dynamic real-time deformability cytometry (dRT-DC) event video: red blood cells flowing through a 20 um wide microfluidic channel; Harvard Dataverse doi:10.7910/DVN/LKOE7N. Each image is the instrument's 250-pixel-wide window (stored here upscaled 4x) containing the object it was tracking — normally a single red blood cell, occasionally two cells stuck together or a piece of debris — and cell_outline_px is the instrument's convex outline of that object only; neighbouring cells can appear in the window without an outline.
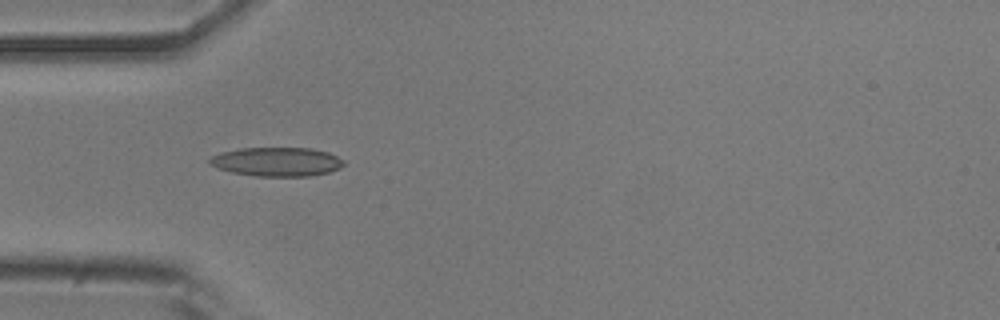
{"species": "common noctule bat (a hibernating species)", "species_latin": "Nyctalus noctula", "temperature_condition": "room temperature", "stored_images_in_passage": 35, "camera_frame_rate_fps": 3000, "um_per_image_px": 0.085, "animal": {"sex": "male", "body_mass_g": 20.5, "forearm_length_mm": 52.5}, "frame": {"image": 1, "passage_image": 1, "time_ms": 0.0, "image_size_px": [1000, 320], "cell_outline_px": [[344, 164], [340, 168], [328, 172], [308, 176], [256, 176], [232, 172], [216, 168], [208, 164], [208, 160], [212, 156], [220, 152], [240, 148], [312, 148], [328, 152], [344, 160]], "centroid_in_image_um": [23.5, 13.74], "position_along_channel_um": 61.5, "area_um2": 22.72}}
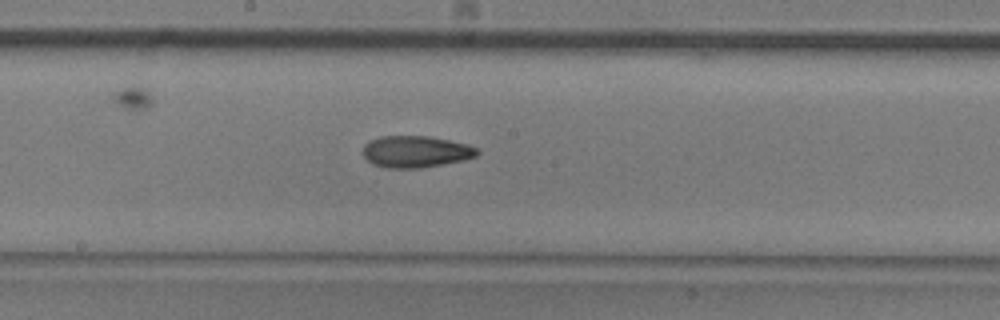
{"frame": {"image": 2, "passage_image": 13, "time_ms": 4.0, "image_size_px": [1000, 320], "cell_outline_px": [[480, 152], [476, 156], [464, 160], [420, 168], [388, 168], [372, 164], [364, 156], [364, 144], [380, 136], [428, 136], [468, 144], [476, 148]], "centroid_in_image_um": [35.35, 12.89], "position_along_channel_um": 212.9, "area_um2": 20.98}}
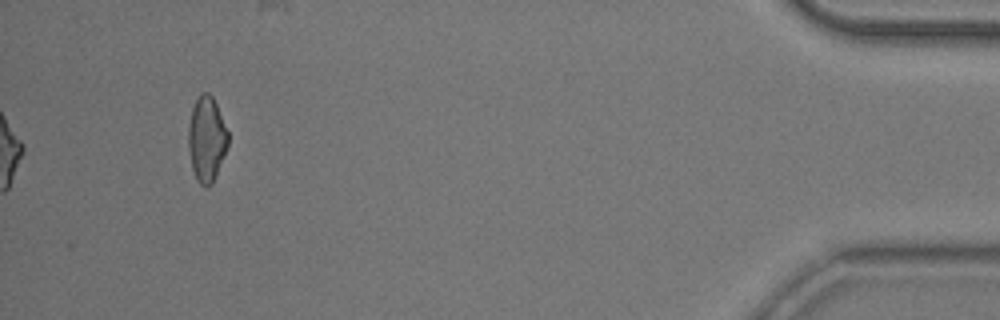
{"frame": {"image": 3, "passage_image": 35, "time_ms": 11.333, "image_size_px": [1000, 320], "cell_outline_px": [[228, 144], [224, 156], [212, 184], [208, 188], [200, 184], [196, 180], [192, 168], [188, 148], [188, 124], [192, 108], [200, 92], [208, 92], [212, 96], [216, 104], [228, 132]], "centroid_in_image_um": [17.55, 11.83], "position_along_channel_um": 417.7, "area_um2": 19.77}, "authors_computed_cell_mechanics": {"area_um2": 20.2878, "velocity_mm_per_s": 3.7869, "shape_relaxation_time_tau1_ms": 7.7333, "shape_relaxation_time_tau2_ms": 4.1707, "deformation_change_tau1": 0.1858, "deformation_change_tau2": 0.1098}}